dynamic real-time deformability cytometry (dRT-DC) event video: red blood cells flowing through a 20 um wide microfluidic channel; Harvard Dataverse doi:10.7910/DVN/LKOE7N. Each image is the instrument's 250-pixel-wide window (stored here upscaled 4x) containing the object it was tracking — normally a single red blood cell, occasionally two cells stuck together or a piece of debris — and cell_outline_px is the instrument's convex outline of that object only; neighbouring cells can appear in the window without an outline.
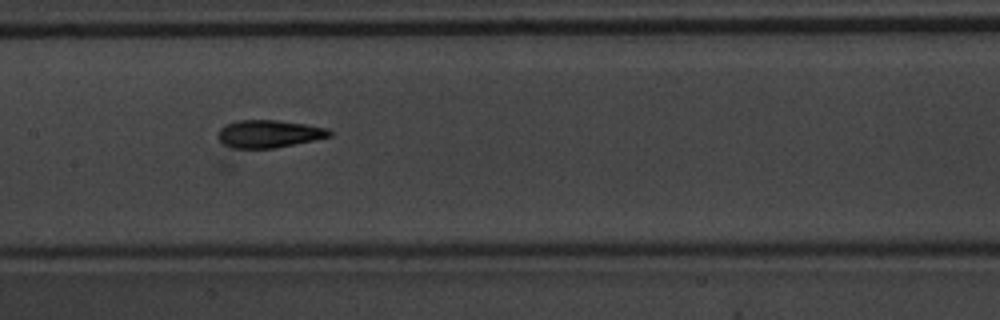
{"species": "common noctule bat (a hibernating species)", "species_latin": "Nyctalus noctula", "temperature_condition": "warm", "stored_images_in_passage": 27, "camera_frame_rate_fps": 3000, "um_per_image_px": 0.085, "animal": {"sex": "male", "body_mass_g": 20.1, "forearm_length_mm": 53.5}, "frame": {"image": 1, "passage_image": 11, "time_ms": 3.333, "image_size_px": [1000, 320], "cell_outline_px": [[332, 136], [228, 168], [220, 168], [216, 164], [216, 136], [220, 128], [224, 124], [236, 120], [276, 120], [304, 124], [328, 128], [332, 132]], "centroid_in_image_um": [22.26, 11.87], "position_along_channel_um": 185.1, "area_um2": 25.72}}